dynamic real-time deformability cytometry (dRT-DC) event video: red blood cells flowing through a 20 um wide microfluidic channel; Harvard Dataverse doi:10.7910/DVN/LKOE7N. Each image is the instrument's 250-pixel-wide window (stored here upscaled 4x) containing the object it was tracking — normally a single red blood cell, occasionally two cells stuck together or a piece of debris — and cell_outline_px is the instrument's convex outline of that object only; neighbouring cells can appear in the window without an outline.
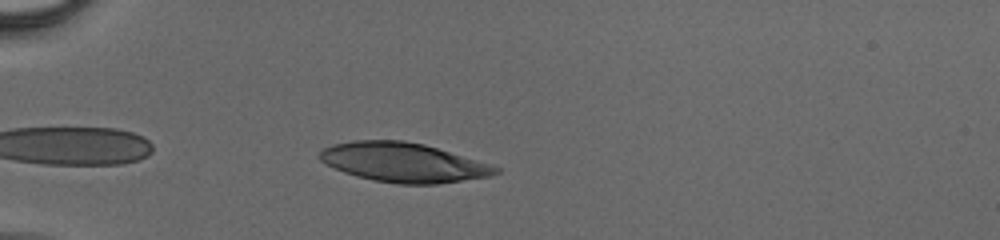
{"species": "human", "species_latin": "Homo sapiens", "temperature_condition": "cold", "stored_images_in_passage": 39, "camera_frame_rate_fps": 3000, "um_per_image_px": 0.085, "donor": {"sex": "male"}, "frame": {"image": 1, "passage_image": 4, "time_ms": 1.0, "image_size_px": [1000, 240], "cell_outline_px": [[500, 172], [488, 176], [436, 184], [396, 184], [372, 180], [356, 176], [344, 172], [320, 160], [316, 156], [324, 148], [332, 144], [352, 140], [404, 140], [424, 144], [488, 164], [500, 168]], "centroid_in_image_um": [34.22, 13.8], "position_along_channel_um": 50.8, "area_um2": 40.0}}
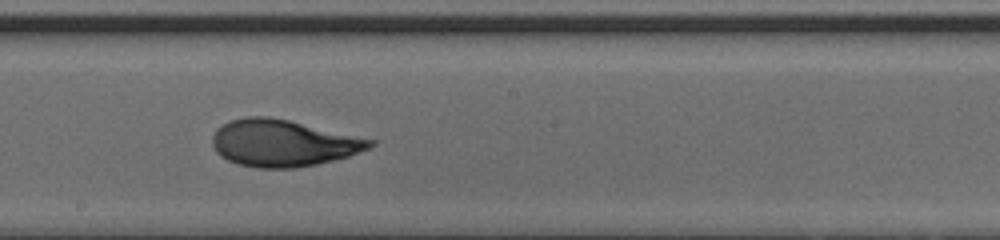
{"frame": {"image": 2, "passage_image": 20, "time_ms": 6.333, "image_size_px": [1000, 240], "cell_outline_px": [[376, 144], [372, 148], [348, 156], [316, 164], [296, 168], [256, 168], [236, 164], [220, 156], [216, 152], [212, 144], [212, 136], [216, 128], [228, 120], [248, 116], [268, 116], [288, 120], [376, 140]], "centroid_in_image_um": [24.04, 12.16], "position_along_channel_um": 224.2, "area_um2": 43.23}}
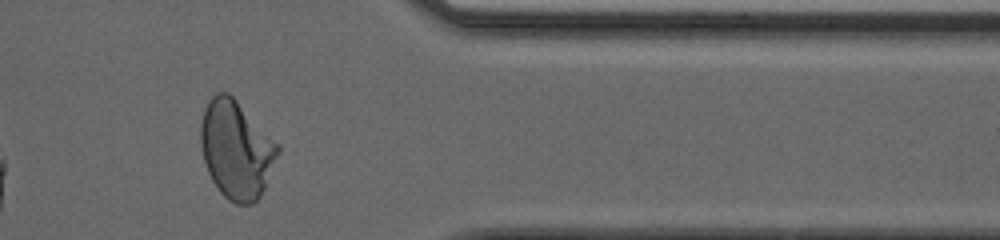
{"frame": {"image": 3, "passage_image": 34, "time_ms": 11.0, "image_size_px": [1000, 240], "cell_outline_px": [[280, 152], [264, 188], [260, 196], [252, 204], [236, 204], [228, 200], [220, 192], [212, 180], [208, 172], [204, 160], [200, 144], [200, 124], [204, 108], [208, 100], [216, 92], [228, 92], [280, 144]], "centroid_in_image_um": [20.08, 12.7], "position_along_channel_um": 391.3, "area_um2": 44.16}}